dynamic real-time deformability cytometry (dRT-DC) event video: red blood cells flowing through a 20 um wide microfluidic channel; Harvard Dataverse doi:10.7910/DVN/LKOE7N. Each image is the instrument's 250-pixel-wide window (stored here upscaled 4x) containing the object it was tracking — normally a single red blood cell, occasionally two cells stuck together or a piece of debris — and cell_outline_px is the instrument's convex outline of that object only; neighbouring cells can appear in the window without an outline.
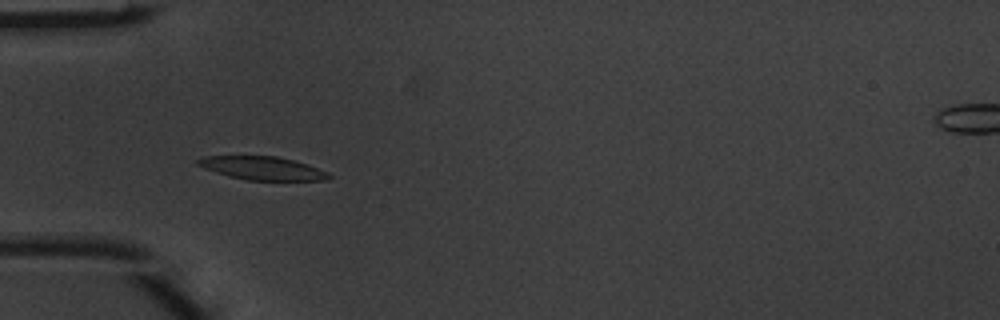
{"species": "common noctule bat (a hibernating species)", "species_latin": "Nyctalus noctula", "temperature_condition": "warm", "stored_images_in_passage": 4, "camera_frame_rate_fps": 3000, "um_per_image_px": 0.085, "animal": {"sex": "male", "body_mass_g": 20.1, "forearm_length_mm": 53.5}, "frame": {"image": 1, "passage_image": 4, "time_ms": 1.0, "image_size_px": [1000, 320], "cell_outline_px": [[332, 176], [324, 180], [248, 180], [228, 176], [204, 168], [196, 164], [196, 160], [204, 156], [276, 156], [308, 164], [328, 172]], "centroid_in_image_um": [22.29, 14.29], "position_along_channel_um": 62.7, "area_um2": 17.69}}